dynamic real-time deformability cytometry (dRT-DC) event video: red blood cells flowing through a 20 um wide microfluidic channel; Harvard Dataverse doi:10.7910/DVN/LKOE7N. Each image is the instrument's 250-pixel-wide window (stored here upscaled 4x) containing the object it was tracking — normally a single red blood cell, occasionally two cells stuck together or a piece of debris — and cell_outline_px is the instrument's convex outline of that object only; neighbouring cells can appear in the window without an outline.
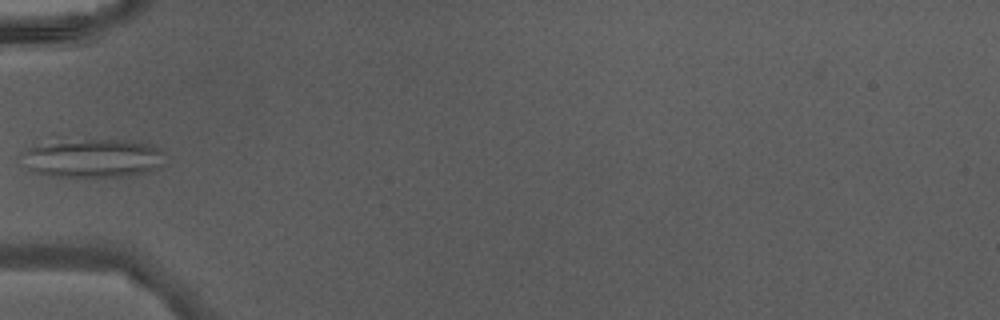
{"species": "Egyptian fruit bat (a non-hibernating species)", "species_latin": "Rousettus aegyptiacus", "temperature_condition": "warm", "stored_images_in_passage": 29, "camera_frame_rate_fps": 3000, "um_per_image_px": 0.085, "animal": {"sex": "male"}, "frame": {"image": 1, "passage_image": 1, "time_ms": 0.0, "image_size_px": [1000, 320], "cell_outline_px": [[168, 164], [160, 168], [148, 172], [128, 176], [52, 176], [36, 172], [28, 168], [24, 152], [28, 148], [36, 144], [60, 136], [120, 140], [148, 144], [160, 148]], "centroid_in_image_um": [7.92, 13.38], "position_along_channel_um": 77.1, "area_um2": 33.41}}